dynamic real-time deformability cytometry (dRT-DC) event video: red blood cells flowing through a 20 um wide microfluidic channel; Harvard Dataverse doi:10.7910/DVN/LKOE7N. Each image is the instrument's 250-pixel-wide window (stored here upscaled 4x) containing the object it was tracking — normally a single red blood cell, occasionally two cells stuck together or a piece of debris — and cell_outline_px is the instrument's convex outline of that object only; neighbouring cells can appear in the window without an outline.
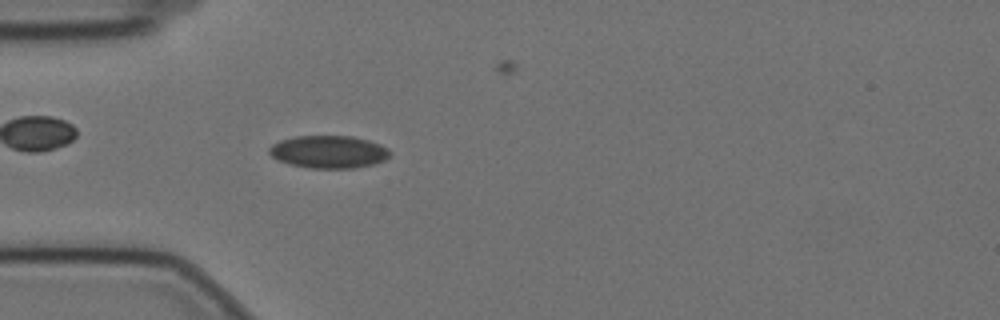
{"species": "Egyptian fruit bat (a non-hibernating species)", "species_latin": "Rousettus aegyptiacus", "temperature_condition": "cold", "stored_images_in_passage": 58, "camera_frame_rate_fps": 3000, "um_per_image_px": 0.085, "animal": {"sex": "female"}, "frame": {"image": 1, "passage_image": 16, "time_ms": 5.0, "image_size_px": [1000, 320], "cell_outline_px": [[392, 152], [384, 160], [372, 164], [352, 168], [308, 168], [276, 160], [268, 152], [268, 148], [272, 144], [280, 140], [296, 136], [352, 136], [368, 140], [380, 144], [388, 148]], "centroid_in_image_um": [27.92, 12.9], "position_along_channel_um": 57.1, "area_um2": 22.95}}
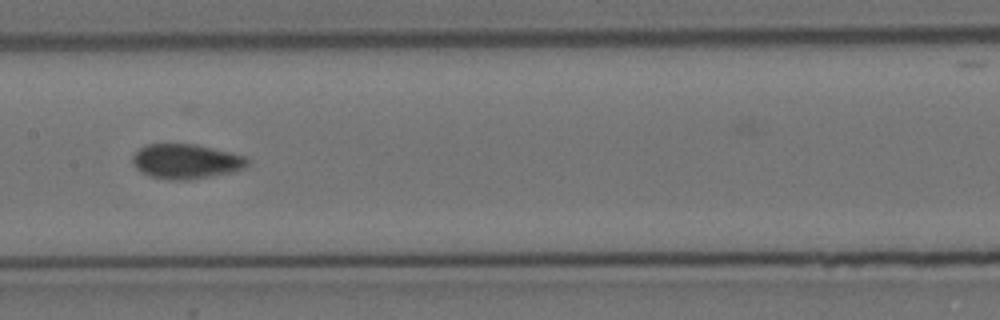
{"frame": {"image": 2, "passage_image": 28, "time_ms": 9.0, "image_size_px": [1000, 320], "cell_outline_px": [[248, 164], [244, 168], [232, 172], [188, 180], [168, 180], [152, 176], [136, 168], [132, 164], [132, 156], [144, 144], [196, 144], [232, 152], [248, 156]], "centroid_in_image_um": [15.83, 13.7], "position_along_channel_um": 191.6, "area_um2": 23.35}}
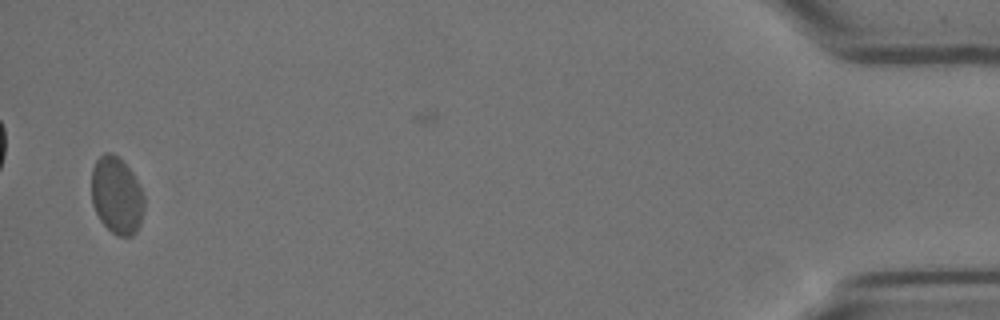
{"frame": {"image": 3, "passage_image": 56, "time_ms": 18.333, "image_size_px": [1000, 320], "cell_outline_px": [[144, 212], [140, 224], [136, 232], [132, 236], [116, 236], [100, 220], [92, 204], [92, 168], [96, 160], [104, 152], [112, 152], [132, 172], [144, 196]], "centroid_in_image_um": [9.92, 16.63], "position_along_channel_um": 425.3, "area_um2": 23.64}}